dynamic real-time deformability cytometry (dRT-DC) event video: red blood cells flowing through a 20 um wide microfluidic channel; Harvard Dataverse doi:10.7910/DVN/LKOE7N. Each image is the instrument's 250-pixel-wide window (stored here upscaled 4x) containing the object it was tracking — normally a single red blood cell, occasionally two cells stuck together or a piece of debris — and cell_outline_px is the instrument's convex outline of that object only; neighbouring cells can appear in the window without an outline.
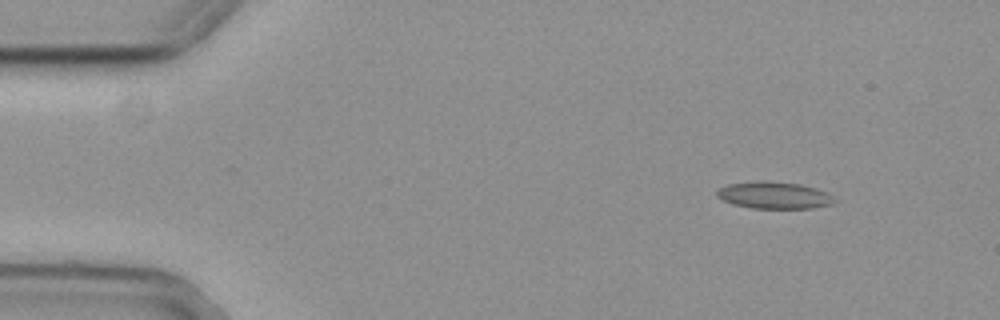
{"species": "common noctule bat (a hibernating species)", "species_latin": "Nyctalus noctula", "temperature_condition": "cold", "stored_images_in_passage": 49, "camera_frame_rate_fps": 3000, "um_per_image_px": 0.085, "animal": {"sex": "female", "body_mass_g": 29.2, "forearm_length_mm": 56.3}, "frame": {"image": 1, "passage_image": 1, "time_ms": 0.0, "image_size_px": [1000, 320], "cell_outline_px": [[836, 200], [832, 204], [812, 208], [752, 208], [732, 204], [716, 196], [716, 188], [728, 184], [756, 180], [764, 180], [800, 184], [816, 188], [828, 192]], "centroid_in_image_um": [65.77, 16.58], "position_along_channel_um": 19.2, "area_um2": 18.67}}
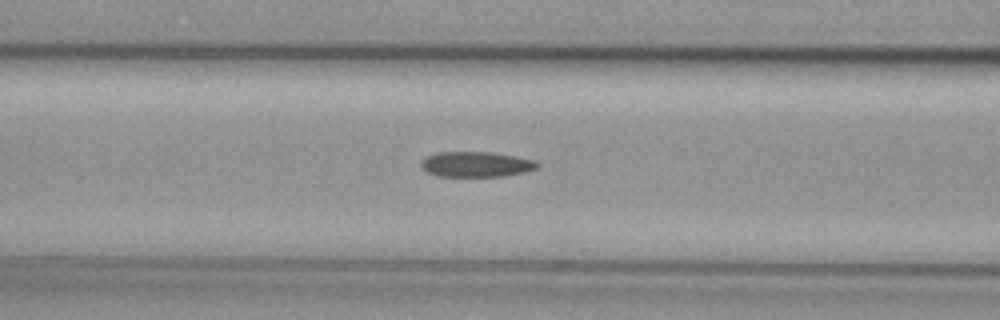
{"frame": {"image": 2, "passage_image": 17, "time_ms": 5.333, "image_size_px": [1000, 320], "cell_outline_px": [[540, 164], [536, 168], [524, 172], [504, 176], [436, 176], [428, 172], [420, 164], [420, 160], [436, 152], [492, 152], [516, 156], [536, 160]], "centroid_in_image_um": [40.48, 13.96], "position_along_channel_um": 126.1, "area_um2": 17.17}}
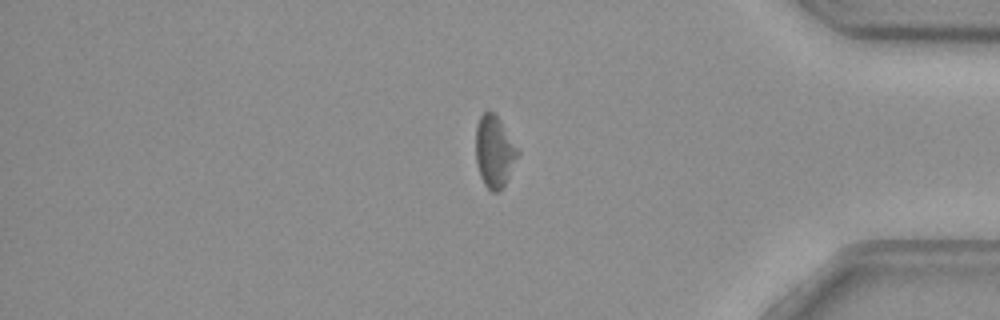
{"frame": {"image": 3, "passage_image": 41, "time_ms": 13.333, "image_size_px": [1000, 320], "cell_outline_px": [[520, 152], [504, 184], [496, 192], [492, 192], [484, 184], [480, 176], [476, 164], [476, 124], [480, 116], [488, 108], [500, 120]], "centroid_in_image_um": [42.0, 12.85], "position_along_channel_um": 393.2, "area_um2": 17.34}, "authors_computed_cell_mechanics": {"area_um2": 17.918, "velocity_mm_per_s": 3.6917, "shape_relaxation_time_tau1_ms": 9.4674, "shape_relaxation_time_tau2_ms": null, "deformation_change_tau1": 0.1563, "deformation_change_tau2": null}}